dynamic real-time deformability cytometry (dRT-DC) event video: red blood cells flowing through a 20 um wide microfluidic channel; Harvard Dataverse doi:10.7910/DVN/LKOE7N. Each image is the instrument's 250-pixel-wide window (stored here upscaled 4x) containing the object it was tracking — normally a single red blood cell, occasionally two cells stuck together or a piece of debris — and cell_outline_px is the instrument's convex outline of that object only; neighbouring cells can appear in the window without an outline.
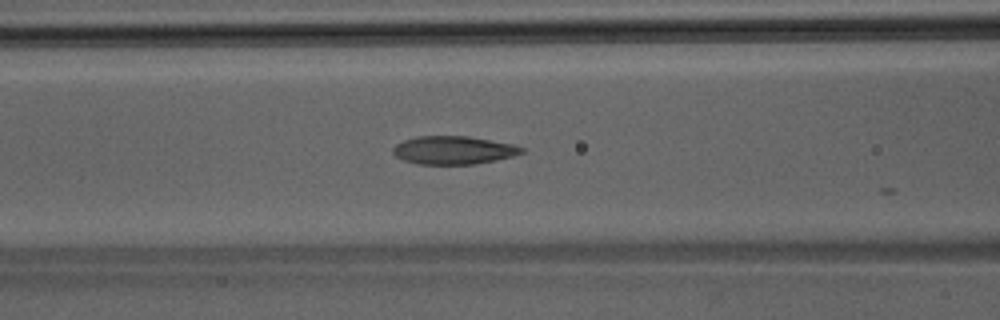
{"species": "Egyptian fruit bat (a non-hibernating species)", "species_latin": "Rousettus aegyptiacus", "temperature_condition": "room temperature", "stored_images_in_passage": 15, "camera_frame_rate_fps": 3000, "um_per_image_px": 0.085, "animal": {"sex": "male"}, "frame": {"image": 1, "passage_image": 9, "time_ms": 2.667, "image_size_px": [1000, 320], "cell_outline_px": [[524, 152], [512, 156], [496, 160], [476, 164], [416, 164], [404, 160], [396, 156], [392, 152], [392, 148], [396, 144], [404, 140], [416, 136], [468, 136], [512, 144], [524, 148]], "centroid_in_image_um": [38.52, 12.76], "position_along_channel_um": 128.1, "area_um2": 21.1}}